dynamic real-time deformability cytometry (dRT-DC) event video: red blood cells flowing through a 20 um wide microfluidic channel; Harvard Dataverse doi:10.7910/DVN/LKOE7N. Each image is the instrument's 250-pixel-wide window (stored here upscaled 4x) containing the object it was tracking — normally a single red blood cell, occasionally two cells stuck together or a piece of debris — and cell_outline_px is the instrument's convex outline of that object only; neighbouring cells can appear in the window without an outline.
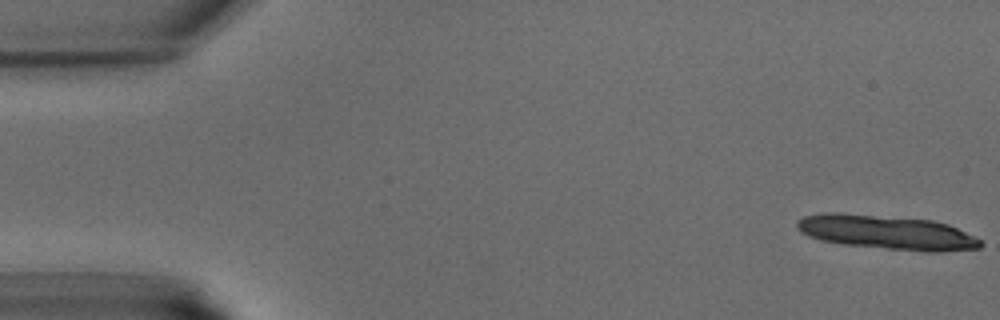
{"species": "common noctule bat (a hibernating species)", "species_latin": "Nyctalus noctula", "temperature_condition": "warm", "stored_images_in_passage": 10, "camera_frame_rate_fps": 3000, "um_per_image_px": 0.085, "animal": {"sex": "male", "body_mass_g": 15.6}, "frame": {"image": 1, "passage_image": 1, "time_ms": 0.0, "image_size_px": [1000, 320], "cell_outline_px": [[984, 244], [980, 248], [940, 252], [924, 252], [844, 244], [820, 240], [808, 236], [800, 232], [796, 228], [796, 220], [804, 216], [824, 212], [836, 212], [932, 220], [948, 224], [980, 240]], "centroid_in_image_um": [75.33, 19.75], "position_along_channel_um": 9.7, "area_um2": 36.59}}